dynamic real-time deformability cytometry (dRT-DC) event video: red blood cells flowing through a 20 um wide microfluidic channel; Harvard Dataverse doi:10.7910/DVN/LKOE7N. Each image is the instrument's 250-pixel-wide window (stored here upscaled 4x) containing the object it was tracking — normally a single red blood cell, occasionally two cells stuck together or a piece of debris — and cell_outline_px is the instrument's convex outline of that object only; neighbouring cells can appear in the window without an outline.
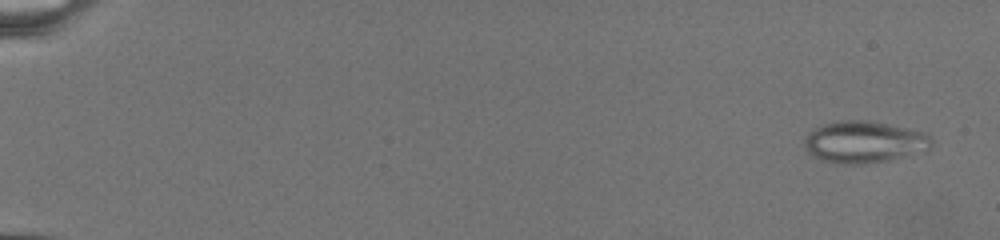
{"species": "common noctule bat (a hibernating species)", "species_latin": "Nyctalus noctula", "temperature_condition": "warm", "stored_images_in_passage": 108, "camera_frame_rate_fps": 3000, "um_per_image_px": 0.085, "animal": {"sex": "female", "body_mass_g": 19.5, "forearm_length_mm": 54.1}, "frame": {"image": 1, "passage_image": 5, "time_ms": 1.0, "image_size_px": [1000, 240], "cell_outline_px": [[932, 148], [924, 152], [888, 160], [860, 164], [844, 164], [820, 160], [812, 156], [804, 148], [804, 140], [808, 132], [812, 128], [824, 124], [844, 120], [872, 120], [928, 132], [932, 136]], "centroid_in_image_um": [73.49, 12.06], "position_along_channel_um": 11.5, "area_um2": 31.62}}
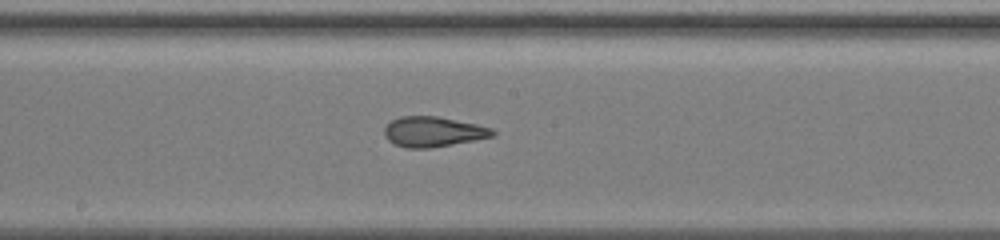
{"frame": {"image": 2, "passage_image": 69, "time_ms": 14.333, "image_size_px": [1000, 240], "cell_outline_px": [[496, 132], [492, 136], [476, 140], [428, 148], [404, 148], [392, 144], [384, 136], [384, 128], [392, 120], [400, 116], [436, 116], [476, 124], [492, 128]], "centroid_in_image_um": [36.78, 11.2], "position_along_channel_um": 211.4, "area_um2": 19.02}}
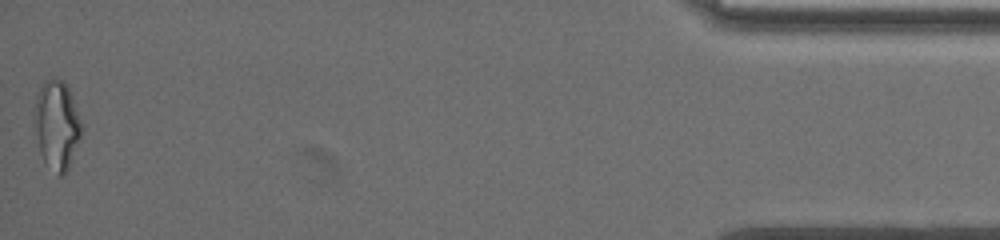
{"frame": {"image": 3, "passage_image": 107, "time_ms": 24.667, "image_size_px": [1000, 240], "cell_outline_px": [[80, 136], [68, 168], [64, 176], [56, 176], [44, 164], [40, 152], [36, 132], [36, 96], [44, 80], [56, 76], [68, 84], [72, 96], [80, 124]], "centroid_in_image_um": [4.82, 10.63], "position_along_channel_um": 430.4, "area_um2": 23.99}}